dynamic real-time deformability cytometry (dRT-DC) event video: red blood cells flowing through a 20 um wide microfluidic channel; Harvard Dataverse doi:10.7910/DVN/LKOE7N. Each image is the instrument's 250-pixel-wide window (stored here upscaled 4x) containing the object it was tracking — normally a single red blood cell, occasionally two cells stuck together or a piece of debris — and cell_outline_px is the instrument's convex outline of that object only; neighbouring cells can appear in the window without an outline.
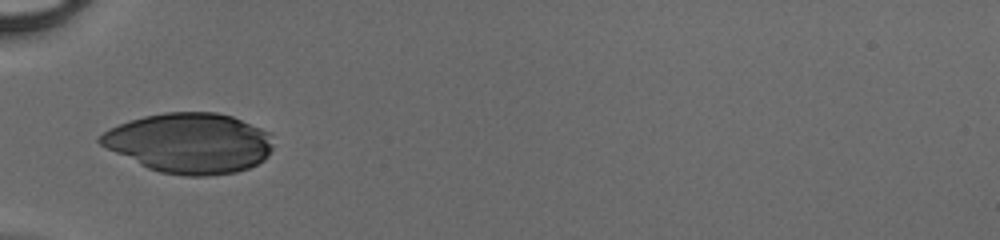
{"species": "human", "species_latin": "Homo sapiens", "temperature_condition": "cold", "stored_images_in_passage": 25, "camera_frame_rate_fps": 3000, "um_per_image_px": 0.085, "donor": {"sex": "male"}, "frame": {"image": 1, "passage_image": 1, "time_ms": 0.0, "image_size_px": [1000, 240], "cell_outline_px": [[272, 148], [268, 156], [264, 160], [248, 168], [236, 172], [208, 176], [184, 176], [160, 172], [148, 168], [100, 144], [96, 140], [108, 128], [144, 116], [164, 112], [216, 112], [232, 116], [272, 132]], "centroid_in_image_um": [16.16, 12.15], "position_along_channel_um": 68.8, "area_um2": 60.57}}
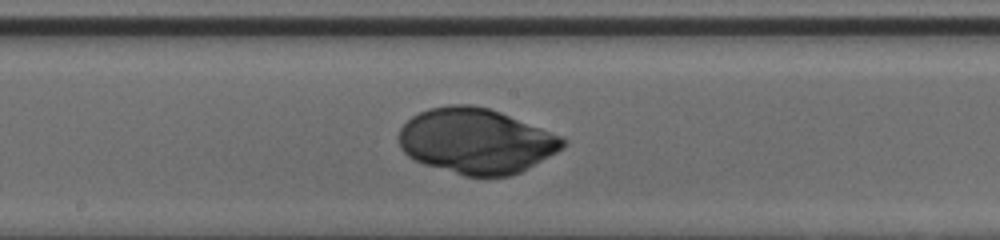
{"frame": {"image": 2, "passage_image": 11, "time_ms": 3.333, "image_size_px": [1000, 240], "cell_outline_px": [[568, 144], [556, 152], [520, 172], [508, 176], [464, 176], [424, 164], [408, 156], [400, 148], [396, 136], [400, 128], [412, 116], [428, 108], [448, 104], [472, 104], [488, 108], [500, 112], [560, 136], [568, 140]], "centroid_in_image_um": [40.42, 11.98], "position_along_channel_um": 207.8, "area_um2": 62.31}}
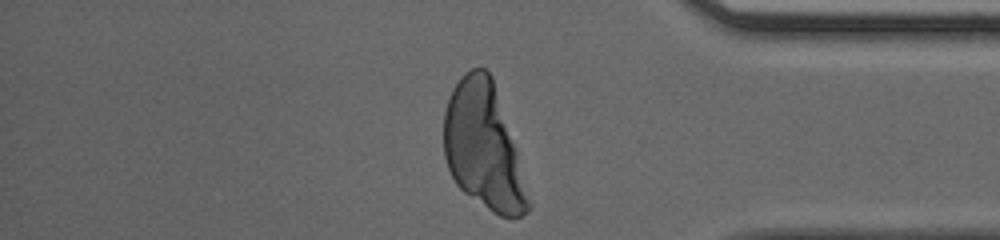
{"frame": {"image": 3, "passage_image": 25, "time_ms": 8.0, "image_size_px": [1000, 240], "cell_outline_px": [[532, 208], [528, 212], [520, 216], [500, 216], [492, 212], [464, 192], [456, 184], [448, 168], [444, 156], [444, 112], [452, 88], [460, 76], [464, 72], [472, 68], [484, 68], [492, 76], [516, 148], [532, 204]], "centroid_in_image_um": [41.1, 12.45], "position_along_channel_um": 394.1, "area_um2": 62.08}}